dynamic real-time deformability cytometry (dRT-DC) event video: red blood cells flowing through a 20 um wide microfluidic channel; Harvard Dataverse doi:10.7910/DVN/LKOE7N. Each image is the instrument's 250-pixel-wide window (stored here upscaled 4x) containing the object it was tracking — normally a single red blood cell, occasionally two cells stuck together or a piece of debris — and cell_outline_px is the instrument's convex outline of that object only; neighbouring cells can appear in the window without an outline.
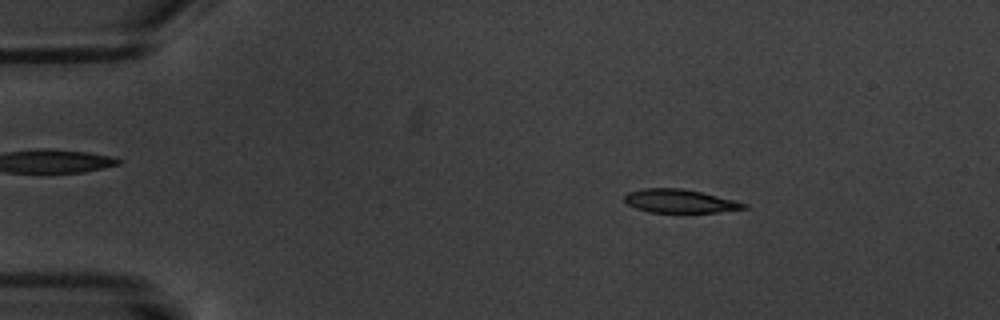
{"species": "common noctule bat (a hibernating species)", "species_latin": "Nyctalus noctula", "temperature_condition": "warm", "stored_images_in_passage": 4, "camera_frame_rate_fps": 3000, "um_per_image_px": 0.085, "animal": {"sex": "male", "body_mass_g": 20.1, "forearm_length_mm": 53.5}, "frame": {"image": 1, "passage_image": 2, "time_ms": 1.0, "image_size_px": [1000, 320], "cell_outline_px": [[748, 208], [716, 212], [648, 212], [636, 208], [628, 204], [624, 200], [624, 196], [628, 192], [644, 188], [684, 188], [748, 204]], "centroid_in_image_um": [57.74, 17.09], "position_along_channel_um": 27.3, "area_um2": 16.13}}